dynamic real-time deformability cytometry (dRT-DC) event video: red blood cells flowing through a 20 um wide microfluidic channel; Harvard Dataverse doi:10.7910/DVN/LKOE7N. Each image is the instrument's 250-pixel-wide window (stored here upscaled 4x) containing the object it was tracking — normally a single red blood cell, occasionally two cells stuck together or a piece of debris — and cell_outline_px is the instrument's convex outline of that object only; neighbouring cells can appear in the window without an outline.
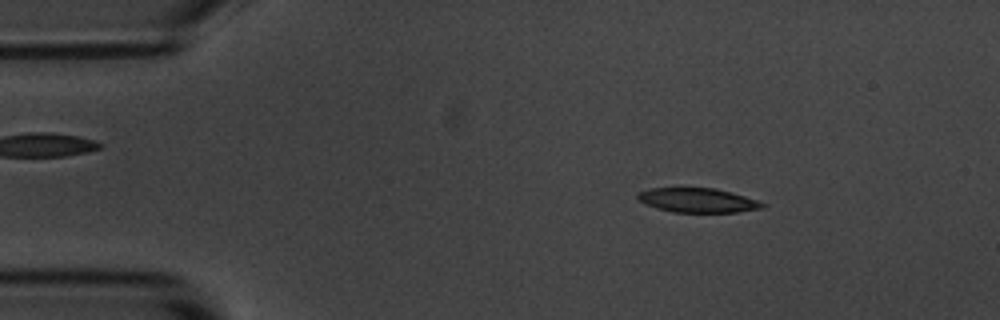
{"species": "common noctule bat (a hibernating species)", "species_latin": "Nyctalus noctula", "temperature_condition": "room temperature", "stored_images_in_passage": 3, "camera_frame_rate_fps": 3000, "um_per_image_px": 0.085, "animal": {"sex": "male", "body_mass_g": 20.1, "forearm_length_mm": 53.5}, "frame": {"image": 1, "passage_image": 1, "time_ms": 0.0, "image_size_px": [1000, 320], "cell_outline_px": [[768, 204], [764, 208], [736, 212], [672, 212], [656, 208], [644, 204], [636, 200], [636, 192], [648, 188], [680, 184], [716, 188], [744, 196]], "centroid_in_image_um": [59.17, 16.96], "position_along_channel_um": 25.8, "area_um2": 18.9}}
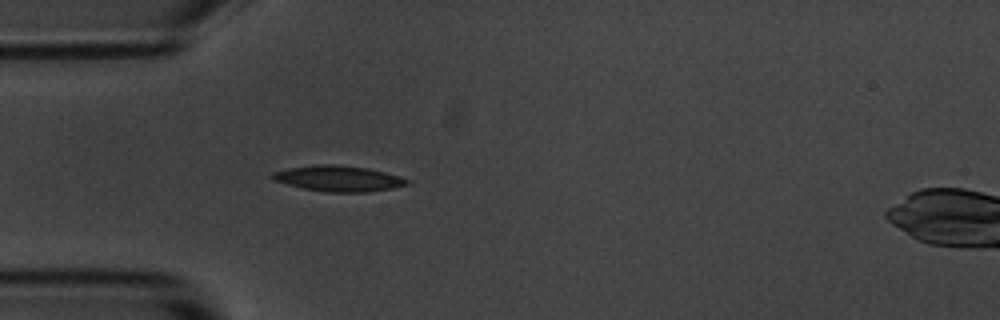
{"frame": {"image": 2, "passage_image": 3, "time_ms": 2.333, "image_size_px": [1000, 320], "cell_outline_px": [[412, 180], [408, 184], [392, 188], [368, 192], [324, 192], [304, 188], [272, 180], [268, 176], [272, 172], [288, 168], [320, 164], [336, 164], [368, 168], [384, 172]], "centroid_in_image_um": [28.75, 15.17], "position_along_channel_um": 56.3, "area_um2": 20.23}}